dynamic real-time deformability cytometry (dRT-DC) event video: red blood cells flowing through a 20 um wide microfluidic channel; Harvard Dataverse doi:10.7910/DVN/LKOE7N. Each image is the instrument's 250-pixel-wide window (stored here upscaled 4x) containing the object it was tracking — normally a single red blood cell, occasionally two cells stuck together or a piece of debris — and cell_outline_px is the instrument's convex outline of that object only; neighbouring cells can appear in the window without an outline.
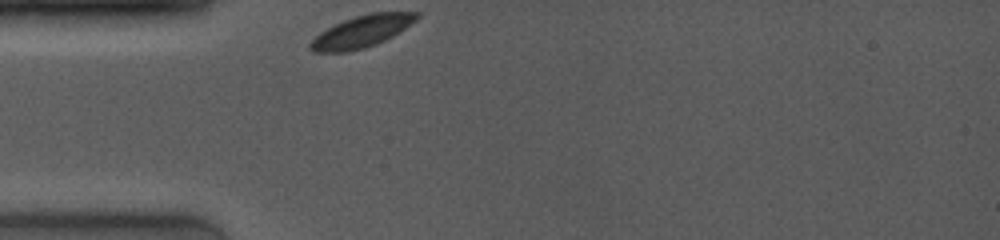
{"species": "common noctule bat (a hibernating species)", "species_latin": "Nyctalus noctula", "temperature_condition": "room temperature", "stored_images_in_passage": 2, "camera_frame_rate_fps": 4000, "um_per_image_px": 0.085, "animal": {"sex": "female", "body_mass_g": 19.0, "forearm_length_mm": 53.3}, "frame": {"image": 1, "passage_image": 1, "time_ms": 0.0, "image_size_px": [1000, 240], "cell_outline_px": [[420, 16], [416, 20], [392, 36], [376, 44], [364, 48], [348, 52], [312, 52], [308, 48], [308, 44], [320, 32], [344, 20], [368, 12], [420, 12]], "centroid_in_image_um": [30.73, 2.68], "position_along_channel_um": 54.3, "area_um2": 19.65}}